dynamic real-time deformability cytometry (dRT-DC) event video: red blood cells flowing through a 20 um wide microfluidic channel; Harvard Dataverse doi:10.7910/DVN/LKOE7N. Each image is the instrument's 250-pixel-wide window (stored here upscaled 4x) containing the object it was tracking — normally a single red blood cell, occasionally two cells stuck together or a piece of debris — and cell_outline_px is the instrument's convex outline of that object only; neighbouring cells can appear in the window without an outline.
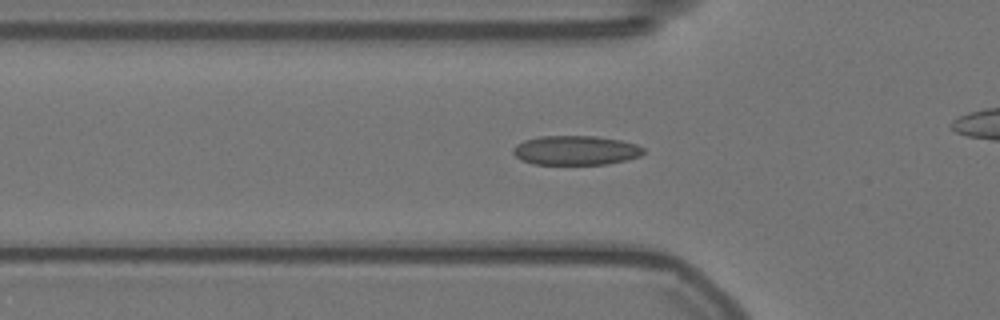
{"species": "Egyptian fruit bat (a non-hibernating species)", "species_latin": "Rousettus aegyptiacus", "temperature_condition": "warm", "stored_images_in_passage": 37, "camera_frame_rate_fps": 3000, "um_per_image_px": 0.085, "animal": {"sex": "female"}, "frame": {"image": 1, "passage_image": 10, "time_ms": 3.0, "image_size_px": [1000, 320], "cell_outline_px": [[644, 152], [640, 156], [628, 160], [608, 164], [532, 164], [520, 160], [512, 152], [512, 148], [516, 144], [524, 140], [540, 136], [596, 136], [620, 140], [636, 144], [644, 148]], "centroid_in_image_um": [48.92, 12.78], "position_along_channel_um": 76.9, "area_um2": 22.48}}
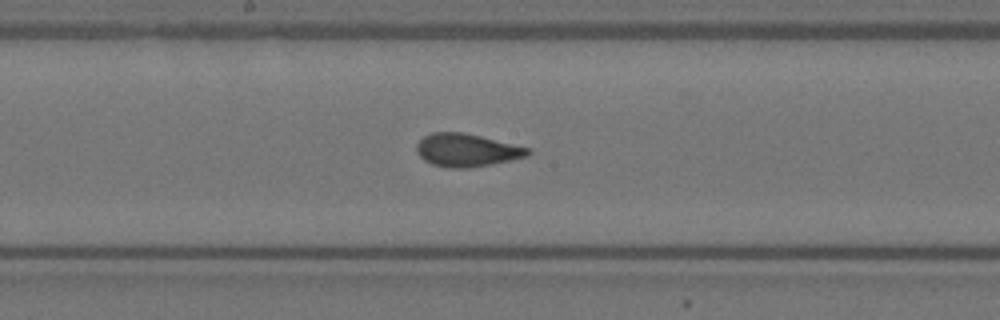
{"frame": {"image": 2, "passage_image": 21, "time_ms": 6.667, "image_size_px": [1000, 320], "cell_outline_px": [[532, 152], [528, 156], [492, 164], [468, 168], [444, 168], [432, 164], [424, 160], [420, 156], [416, 148], [416, 144], [424, 136], [432, 132], [460, 132], [480, 136], [532, 148]], "centroid_in_image_um": [39.69, 12.77], "position_along_channel_um": 208.5, "area_um2": 21.44}}
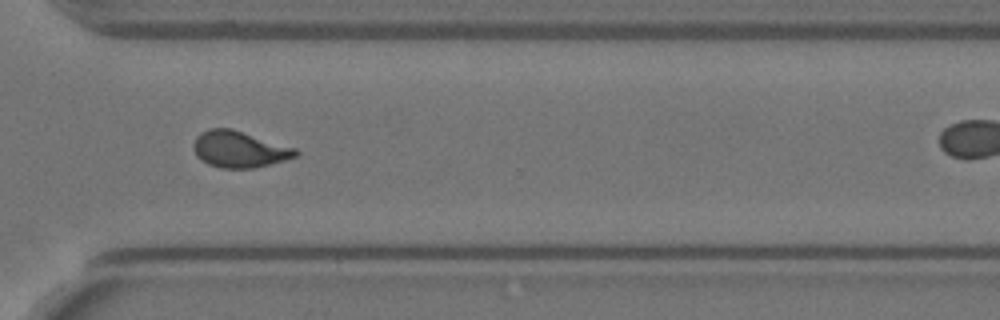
{"frame": {"image": 3, "passage_image": 33, "time_ms": 10.667, "image_size_px": [1000, 320], "cell_outline_px": [[300, 152], [296, 156], [284, 160], [256, 168], [220, 168], [208, 164], [196, 156], [192, 148], [192, 144], [196, 136], [200, 132], [208, 128], [232, 128], [296, 148]], "centroid_in_image_um": [20.31, 12.68], "position_along_channel_um": 350.3, "area_um2": 21.91}}